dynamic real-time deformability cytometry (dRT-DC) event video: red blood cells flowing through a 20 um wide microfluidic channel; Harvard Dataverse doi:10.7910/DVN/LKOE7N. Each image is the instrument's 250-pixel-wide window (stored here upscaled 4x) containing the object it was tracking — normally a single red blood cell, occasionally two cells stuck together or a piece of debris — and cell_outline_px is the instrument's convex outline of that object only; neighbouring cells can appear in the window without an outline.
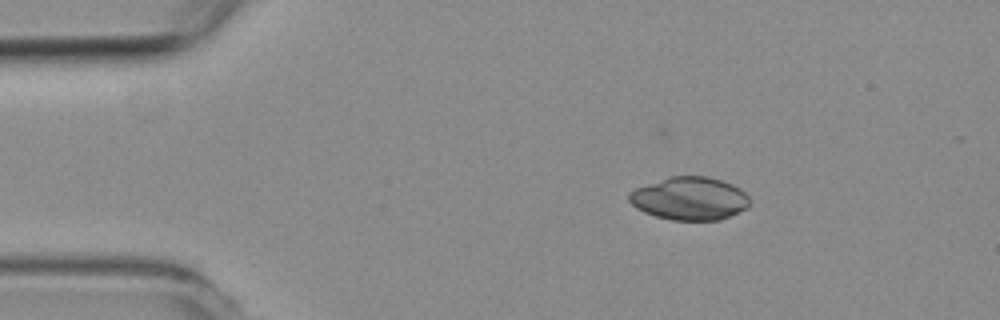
{"species": "common noctule bat (a hibernating species)", "species_latin": "Nyctalus noctula", "temperature_condition": "room temperature", "stored_images_in_passage": 3, "camera_frame_rate_fps": 3000, "um_per_image_px": 0.085, "animal": {"sex": "female", "body_mass_g": 19.3, "forearm_length_mm": 54.1}, "frame": {"image": 1, "passage_image": 1, "time_ms": 0.0, "image_size_px": [1000, 320], "cell_outline_px": [[752, 204], [748, 208], [720, 220], [672, 220], [656, 216], [644, 212], [636, 208], [628, 200], [628, 192], [636, 188], [672, 176], [708, 176], [732, 184], [740, 188], [752, 200]], "centroid_in_image_um": [58.65, 16.88], "position_along_channel_um": 26.3, "area_um2": 30.35}}